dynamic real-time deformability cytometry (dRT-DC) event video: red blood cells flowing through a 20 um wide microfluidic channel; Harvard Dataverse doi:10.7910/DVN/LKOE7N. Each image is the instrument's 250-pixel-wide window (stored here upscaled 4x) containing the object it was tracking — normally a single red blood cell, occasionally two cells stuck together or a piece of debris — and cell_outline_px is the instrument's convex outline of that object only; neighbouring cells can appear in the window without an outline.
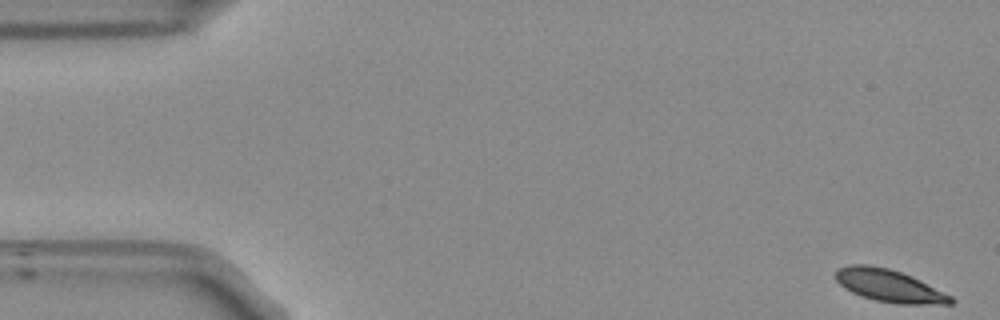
{"species": "Egyptian fruit bat (a non-hibernating species)", "species_latin": "Rousettus aegyptiacus", "temperature_condition": "room temperature", "stored_images_in_passage": 54, "segment_of_instrument_passage": [1, 2], "camera_frame_rate_fps": 3000, "um_per_image_px": 0.085, "frame": {"image": 1, "passage_image": 1, "time_ms": 0.0, "image_size_px": [1000, 320], "cell_outline_px": [[956, 300], [952, 304], [896, 304], [876, 300], [860, 296], [844, 288], [836, 280], [836, 268], [852, 264], [868, 264], [888, 268], [912, 276], [952, 296]], "centroid_in_image_um": [75.58, 24.29], "position_along_channel_um": 9.4, "area_um2": 21.85}}
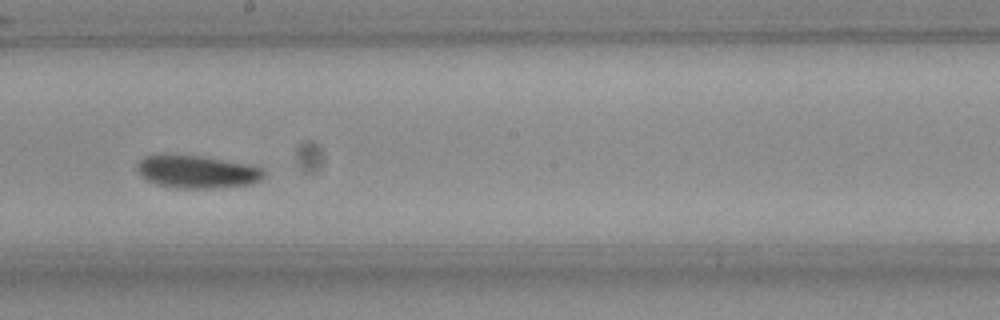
{"frame": {"image": 2, "passage_image": 29, "time_ms": 9.333, "image_size_px": [1000, 320], "cell_outline_px": [[264, 176], [260, 180], [252, 184], [212, 188], [176, 188], [156, 184], [140, 176], [136, 168], [136, 164], [144, 156], [200, 156], [244, 164], [260, 168], [264, 172]], "centroid_in_image_um": [16.71, 14.63], "position_along_channel_um": 231.5, "area_um2": 23.64}}
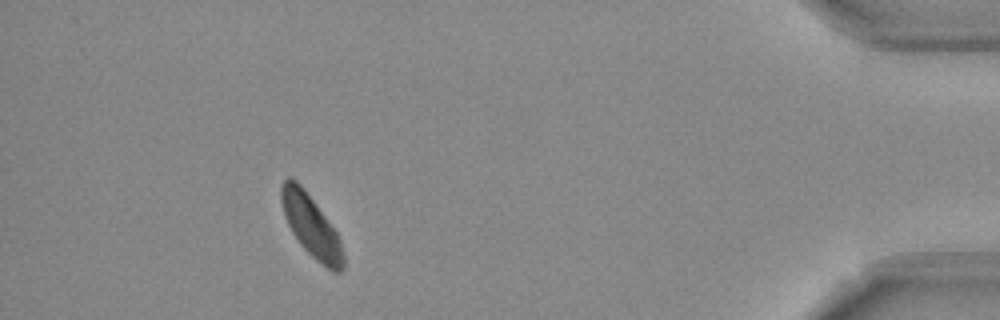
{"frame": {"image": 3, "passage_image": 48, "time_ms": 15.667, "image_size_px": [1000, 320], "cell_outline_px": [[344, 268], [340, 272], [332, 272], [316, 260], [300, 244], [292, 232], [284, 216], [280, 200], [280, 184], [288, 176], [296, 180], [300, 184], [316, 204], [336, 232], [344, 256]], "centroid_in_image_um": [26.41, 19.19], "position_along_channel_um": 408.8, "area_um2": 22.14}}